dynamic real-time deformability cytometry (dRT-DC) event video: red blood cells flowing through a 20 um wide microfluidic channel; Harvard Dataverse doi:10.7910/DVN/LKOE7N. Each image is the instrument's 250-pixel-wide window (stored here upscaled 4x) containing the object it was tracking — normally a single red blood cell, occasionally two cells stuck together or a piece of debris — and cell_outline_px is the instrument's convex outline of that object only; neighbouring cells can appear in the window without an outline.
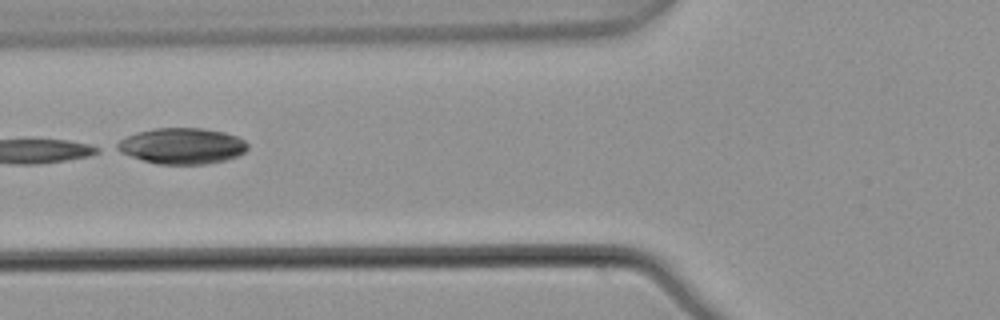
{"species": "common noctule bat (a hibernating species)", "species_latin": "Nyctalus noctula", "temperature_condition": "warm", "stored_images_in_passage": 4, "camera_frame_rate_fps": 3000, "um_per_image_px": 0.085, "animal": {"sex": "male", "body_mass_g": 21.5, "forearm_length_mm": 52.0}, "frame": {"image": 1, "passage_image": 4, "time_ms": 1.0, "image_size_px": [1000, 320], "cell_outline_px": [[248, 148], [244, 152], [236, 156], [224, 160], [208, 164], [156, 164], [108, 148], [120, 140], [136, 132], [156, 128], [204, 128], [224, 132], [236, 136], [244, 140], [248, 144]], "centroid_in_image_um": [15.42, 12.4], "position_along_channel_um": 110.4, "area_um2": 27.51}}